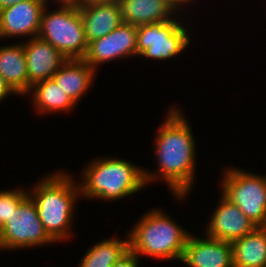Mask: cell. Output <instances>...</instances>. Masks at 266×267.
Segmentation results:
<instances>
[{"mask_svg":"<svg viewBox=\"0 0 266 267\" xmlns=\"http://www.w3.org/2000/svg\"><path fill=\"white\" fill-rule=\"evenodd\" d=\"M169 108L154 138L158 167L156 172L144 169V176L147 185L161 179L174 197L184 199L196 179V140L181 108Z\"/></svg>","mask_w":266,"mask_h":267,"instance_id":"obj_1","label":"cell"},{"mask_svg":"<svg viewBox=\"0 0 266 267\" xmlns=\"http://www.w3.org/2000/svg\"><path fill=\"white\" fill-rule=\"evenodd\" d=\"M46 176L37 181L31 191L28 189V194L36 204L44 230L58 244L72 236L70 228L75 219L77 201L81 197L80 187L66 171Z\"/></svg>","mask_w":266,"mask_h":267,"instance_id":"obj_2","label":"cell"},{"mask_svg":"<svg viewBox=\"0 0 266 267\" xmlns=\"http://www.w3.org/2000/svg\"><path fill=\"white\" fill-rule=\"evenodd\" d=\"M88 164L81 172V179H78L81 197L116 201L147 186L144 169L126 159L105 156Z\"/></svg>","mask_w":266,"mask_h":267,"instance_id":"obj_3","label":"cell"},{"mask_svg":"<svg viewBox=\"0 0 266 267\" xmlns=\"http://www.w3.org/2000/svg\"><path fill=\"white\" fill-rule=\"evenodd\" d=\"M128 234L129 249L143 256L181 262L189 233L162 209H153L140 217Z\"/></svg>","mask_w":266,"mask_h":267,"instance_id":"obj_4","label":"cell"},{"mask_svg":"<svg viewBox=\"0 0 266 267\" xmlns=\"http://www.w3.org/2000/svg\"><path fill=\"white\" fill-rule=\"evenodd\" d=\"M60 4V7H59ZM48 12L44 8L38 37L49 42L67 59H83L88 42L78 3H58Z\"/></svg>","mask_w":266,"mask_h":267,"instance_id":"obj_5","label":"cell"},{"mask_svg":"<svg viewBox=\"0 0 266 267\" xmlns=\"http://www.w3.org/2000/svg\"><path fill=\"white\" fill-rule=\"evenodd\" d=\"M221 177L220 192L258 227H266V175L229 166Z\"/></svg>","mask_w":266,"mask_h":267,"instance_id":"obj_6","label":"cell"},{"mask_svg":"<svg viewBox=\"0 0 266 267\" xmlns=\"http://www.w3.org/2000/svg\"><path fill=\"white\" fill-rule=\"evenodd\" d=\"M177 19L137 26V56L159 61L181 55L191 39L187 27Z\"/></svg>","mask_w":266,"mask_h":267,"instance_id":"obj_7","label":"cell"},{"mask_svg":"<svg viewBox=\"0 0 266 267\" xmlns=\"http://www.w3.org/2000/svg\"><path fill=\"white\" fill-rule=\"evenodd\" d=\"M2 249H30L54 244L38 217L36 204L28 194L0 228Z\"/></svg>","mask_w":266,"mask_h":267,"instance_id":"obj_8","label":"cell"},{"mask_svg":"<svg viewBox=\"0 0 266 267\" xmlns=\"http://www.w3.org/2000/svg\"><path fill=\"white\" fill-rule=\"evenodd\" d=\"M137 26L122 22L111 33L88 43L83 60L96 72L98 66L118 58L137 56Z\"/></svg>","mask_w":266,"mask_h":267,"instance_id":"obj_9","label":"cell"},{"mask_svg":"<svg viewBox=\"0 0 266 267\" xmlns=\"http://www.w3.org/2000/svg\"><path fill=\"white\" fill-rule=\"evenodd\" d=\"M47 0H27L0 10V39L37 37Z\"/></svg>","mask_w":266,"mask_h":267,"instance_id":"obj_10","label":"cell"},{"mask_svg":"<svg viewBox=\"0 0 266 267\" xmlns=\"http://www.w3.org/2000/svg\"><path fill=\"white\" fill-rule=\"evenodd\" d=\"M219 195L221 196L219 204L210 216L205 235L221 241L233 242L258 227L222 193Z\"/></svg>","mask_w":266,"mask_h":267,"instance_id":"obj_11","label":"cell"},{"mask_svg":"<svg viewBox=\"0 0 266 267\" xmlns=\"http://www.w3.org/2000/svg\"><path fill=\"white\" fill-rule=\"evenodd\" d=\"M26 40L22 43L27 65L29 94L35 83L52 78L67 58L49 42L38 36Z\"/></svg>","mask_w":266,"mask_h":267,"instance_id":"obj_12","label":"cell"},{"mask_svg":"<svg viewBox=\"0 0 266 267\" xmlns=\"http://www.w3.org/2000/svg\"><path fill=\"white\" fill-rule=\"evenodd\" d=\"M181 262L189 267H233L231 242L190 234Z\"/></svg>","mask_w":266,"mask_h":267,"instance_id":"obj_13","label":"cell"},{"mask_svg":"<svg viewBox=\"0 0 266 267\" xmlns=\"http://www.w3.org/2000/svg\"><path fill=\"white\" fill-rule=\"evenodd\" d=\"M87 42L111 33L122 21L119 1H87L78 3Z\"/></svg>","mask_w":266,"mask_h":267,"instance_id":"obj_14","label":"cell"},{"mask_svg":"<svg viewBox=\"0 0 266 267\" xmlns=\"http://www.w3.org/2000/svg\"><path fill=\"white\" fill-rule=\"evenodd\" d=\"M96 74L83 59H67L52 78L77 104L92 87Z\"/></svg>","mask_w":266,"mask_h":267,"instance_id":"obj_15","label":"cell"},{"mask_svg":"<svg viewBox=\"0 0 266 267\" xmlns=\"http://www.w3.org/2000/svg\"><path fill=\"white\" fill-rule=\"evenodd\" d=\"M0 74L15 95L25 97L28 94L27 65L22 42L0 46Z\"/></svg>","mask_w":266,"mask_h":267,"instance_id":"obj_16","label":"cell"},{"mask_svg":"<svg viewBox=\"0 0 266 267\" xmlns=\"http://www.w3.org/2000/svg\"><path fill=\"white\" fill-rule=\"evenodd\" d=\"M122 21L134 26L173 19L174 11L164 0H119Z\"/></svg>","mask_w":266,"mask_h":267,"instance_id":"obj_17","label":"cell"},{"mask_svg":"<svg viewBox=\"0 0 266 267\" xmlns=\"http://www.w3.org/2000/svg\"><path fill=\"white\" fill-rule=\"evenodd\" d=\"M29 93L30 96L32 93L33 107L39 115L40 113L41 115L42 113H66L77 106L53 78L35 83Z\"/></svg>","mask_w":266,"mask_h":267,"instance_id":"obj_18","label":"cell"},{"mask_svg":"<svg viewBox=\"0 0 266 267\" xmlns=\"http://www.w3.org/2000/svg\"><path fill=\"white\" fill-rule=\"evenodd\" d=\"M233 267H266V227L231 242Z\"/></svg>","mask_w":266,"mask_h":267,"instance_id":"obj_19","label":"cell"},{"mask_svg":"<svg viewBox=\"0 0 266 267\" xmlns=\"http://www.w3.org/2000/svg\"><path fill=\"white\" fill-rule=\"evenodd\" d=\"M110 237L95 243L84 253L79 267H111L129 250V237L125 239ZM121 239V240H120Z\"/></svg>","mask_w":266,"mask_h":267,"instance_id":"obj_20","label":"cell"},{"mask_svg":"<svg viewBox=\"0 0 266 267\" xmlns=\"http://www.w3.org/2000/svg\"><path fill=\"white\" fill-rule=\"evenodd\" d=\"M28 195V190L16 188L13 190L0 191V228L10 218L13 210Z\"/></svg>","mask_w":266,"mask_h":267,"instance_id":"obj_21","label":"cell"},{"mask_svg":"<svg viewBox=\"0 0 266 267\" xmlns=\"http://www.w3.org/2000/svg\"><path fill=\"white\" fill-rule=\"evenodd\" d=\"M139 260L140 258L129 249L111 267H138Z\"/></svg>","mask_w":266,"mask_h":267,"instance_id":"obj_22","label":"cell"},{"mask_svg":"<svg viewBox=\"0 0 266 267\" xmlns=\"http://www.w3.org/2000/svg\"><path fill=\"white\" fill-rule=\"evenodd\" d=\"M170 8L177 13L180 9L183 11V7L185 4H189V2H194V0H164Z\"/></svg>","mask_w":266,"mask_h":267,"instance_id":"obj_23","label":"cell"},{"mask_svg":"<svg viewBox=\"0 0 266 267\" xmlns=\"http://www.w3.org/2000/svg\"><path fill=\"white\" fill-rule=\"evenodd\" d=\"M11 94L15 93L10 89L0 74V103Z\"/></svg>","mask_w":266,"mask_h":267,"instance_id":"obj_24","label":"cell"},{"mask_svg":"<svg viewBox=\"0 0 266 267\" xmlns=\"http://www.w3.org/2000/svg\"><path fill=\"white\" fill-rule=\"evenodd\" d=\"M27 0H0V10Z\"/></svg>","mask_w":266,"mask_h":267,"instance_id":"obj_25","label":"cell"},{"mask_svg":"<svg viewBox=\"0 0 266 267\" xmlns=\"http://www.w3.org/2000/svg\"><path fill=\"white\" fill-rule=\"evenodd\" d=\"M49 2V0H47ZM51 1V0H50ZM55 1V0H54ZM58 3H75V0H56Z\"/></svg>","mask_w":266,"mask_h":267,"instance_id":"obj_26","label":"cell"},{"mask_svg":"<svg viewBox=\"0 0 266 267\" xmlns=\"http://www.w3.org/2000/svg\"><path fill=\"white\" fill-rule=\"evenodd\" d=\"M87 1H103V2H108V1H119V0H87Z\"/></svg>","mask_w":266,"mask_h":267,"instance_id":"obj_27","label":"cell"}]
</instances>
